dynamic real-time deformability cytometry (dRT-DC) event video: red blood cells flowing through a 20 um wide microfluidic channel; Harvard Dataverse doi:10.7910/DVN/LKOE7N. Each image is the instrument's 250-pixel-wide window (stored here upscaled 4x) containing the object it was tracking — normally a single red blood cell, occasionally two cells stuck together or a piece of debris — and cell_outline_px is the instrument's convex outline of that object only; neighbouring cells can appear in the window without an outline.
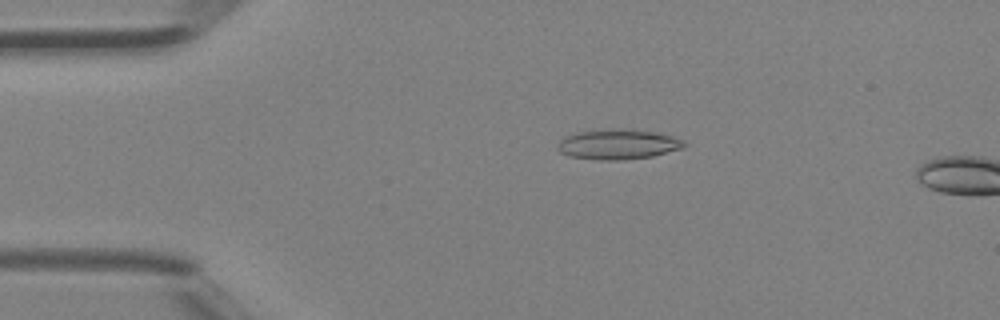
{"species": "Egyptian fruit bat (a non-hibernating species)", "species_latin": "Rousettus aegyptiacus", "temperature_condition": "room temperature", "stored_images_in_passage": 4, "camera_frame_rate_fps": 3000, "um_per_image_px": 0.085, "animal": {"sex": "female"}, "frame": {"image": 1, "passage_image": 3, "time_ms": 0.667, "image_size_px": [1000, 320], "cell_outline_px": [[688, 144], [684, 148], [652, 156], [620, 160], [600, 160], [568, 156], [560, 152], [556, 148], [556, 144], [564, 136], [576, 132], [612, 128], [624, 128], [656, 132], [672, 136], [684, 140]], "centroid_in_image_um": [52.52, 12.25], "position_along_channel_um": 32.5, "area_um2": 22.54}}